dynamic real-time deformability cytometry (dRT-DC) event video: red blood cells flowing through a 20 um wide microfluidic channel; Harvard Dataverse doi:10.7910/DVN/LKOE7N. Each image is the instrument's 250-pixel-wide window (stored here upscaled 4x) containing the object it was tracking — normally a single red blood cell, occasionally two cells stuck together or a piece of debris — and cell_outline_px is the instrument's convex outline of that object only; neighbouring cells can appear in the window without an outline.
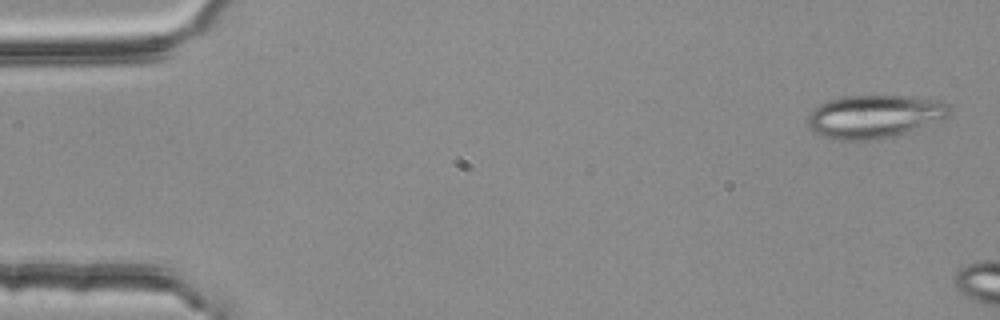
{"species": "common noctule bat (a hibernating species)", "species_latin": "Nyctalus noctula", "temperature_condition": "room temperature", "stored_images_in_passage": 3, "camera_frame_rate_fps": 3000, "um_per_image_px": 0.085, "animal": {"sex": "female", "body_mass_g": 25.1}, "frame": {"image": 1, "passage_image": 1, "time_ms": 0.0, "image_size_px": [1000, 320], "cell_outline_px": [[952, 108], [948, 116], [904, 132], [892, 136], [872, 140], [836, 140], [820, 136], [812, 132], [808, 124], [808, 116], [812, 108], [828, 100], [844, 96], [904, 96], [940, 100], [948, 104]], "centroid_in_image_um": [74.25, 9.89], "position_along_channel_um": 10.8, "area_um2": 35.37}}